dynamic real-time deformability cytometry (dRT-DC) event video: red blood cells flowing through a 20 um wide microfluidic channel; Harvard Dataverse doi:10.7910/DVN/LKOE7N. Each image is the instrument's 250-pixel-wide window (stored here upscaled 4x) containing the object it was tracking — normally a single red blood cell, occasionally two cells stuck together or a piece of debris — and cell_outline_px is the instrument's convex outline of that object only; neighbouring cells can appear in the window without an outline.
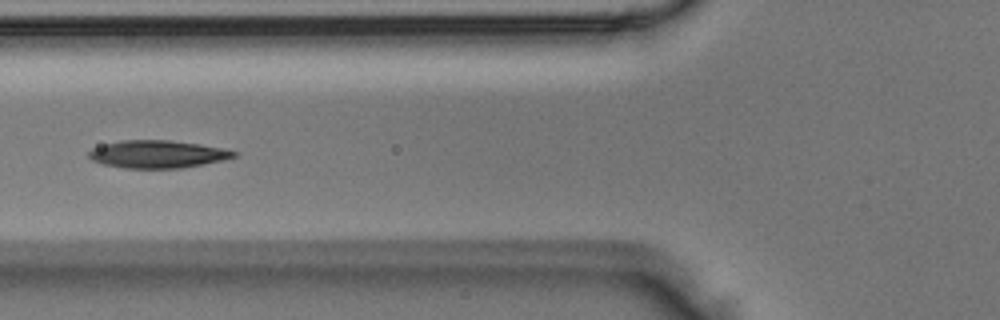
{"species": "Egyptian fruit bat (a non-hibernating species)", "species_latin": "Rousettus aegyptiacus", "temperature_condition": "room temperature", "stored_images_in_passage": 4, "camera_frame_rate_fps": 3000, "um_per_image_px": 0.085, "animal": {"sex": "male"}, "frame": {"image": 1, "passage_image": 4, "time_ms": 1.0, "image_size_px": [1000, 320], "cell_outline_px": [[236, 156], [220, 160], [184, 168], [124, 168], [104, 164], [92, 160], [88, 156], [88, 152], [92, 148], [104, 144], [120, 140], [168, 140], [200, 144], [224, 148], [236, 152]], "centroid_in_image_um": [13.35, 13.1], "position_along_channel_um": 112.4, "area_um2": 23.24}}